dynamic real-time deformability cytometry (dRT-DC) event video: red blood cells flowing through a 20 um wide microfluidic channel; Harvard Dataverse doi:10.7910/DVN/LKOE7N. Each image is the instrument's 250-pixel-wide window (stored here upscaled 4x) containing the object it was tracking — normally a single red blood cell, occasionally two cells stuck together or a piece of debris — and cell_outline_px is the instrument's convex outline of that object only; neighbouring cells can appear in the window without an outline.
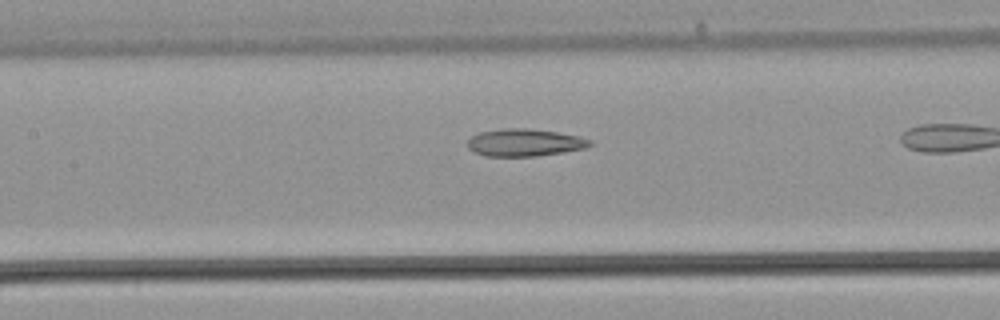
{"species": "common noctule bat (a hibernating species)", "species_latin": "Nyctalus noctula", "temperature_condition": "warm", "stored_images_in_passage": 19, "camera_frame_rate_fps": 3000, "um_per_image_px": 0.085, "animal": {"sex": "male", "body_mass_g": 21.5, "forearm_length_mm": 52.0}, "frame": {"image": 1, "passage_image": 9, "time_ms": 2.667, "image_size_px": [1000, 320], "cell_outline_px": [[592, 144], [584, 148], [564, 152], [536, 156], [484, 156], [468, 148], [468, 140], [472, 136], [480, 132], [504, 128], [528, 128], [556, 132], [580, 136], [592, 140]], "centroid_in_image_um": [44.6, 12.11], "position_along_channel_um": 162.8, "area_um2": 19.48}}